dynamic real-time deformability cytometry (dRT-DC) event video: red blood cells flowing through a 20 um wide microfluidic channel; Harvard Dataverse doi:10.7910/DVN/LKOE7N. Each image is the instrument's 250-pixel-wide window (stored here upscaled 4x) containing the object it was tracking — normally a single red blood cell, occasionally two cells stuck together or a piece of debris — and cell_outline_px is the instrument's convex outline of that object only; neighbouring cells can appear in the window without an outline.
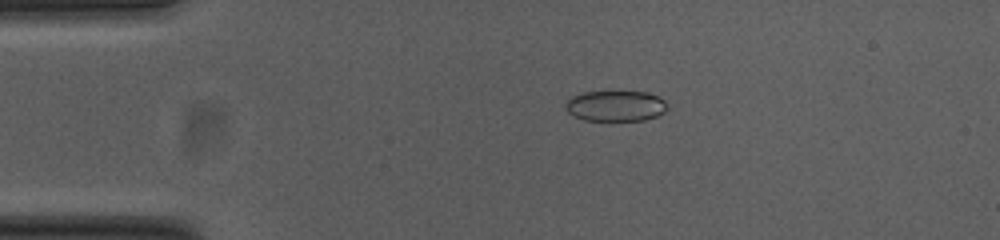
{"species": "common noctule bat (a hibernating species)", "species_latin": "Nyctalus noctula", "temperature_condition": "cold", "stored_images_in_passage": 45, "camera_frame_rate_fps": 3000, "um_per_image_px": 0.085, "animal": {"sex": "female", "body_mass_g": 23.0, "forearm_length_mm": 53.4}, "frame": {"image": 1, "passage_image": 2, "time_ms": 0.333, "image_size_px": [1000, 240], "cell_outline_px": [[668, 108], [664, 112], [656, 116], [644, 120], [584, 120], [572, 116], [568, 112], [564, 104], [572, 96], [584, 92], [648, 92], [664, 100], [668, 104]], "centroid_in_image_um": [52.32, 9.01], "position_along_channel_um": 32.7, "area_um2": 18.15}}
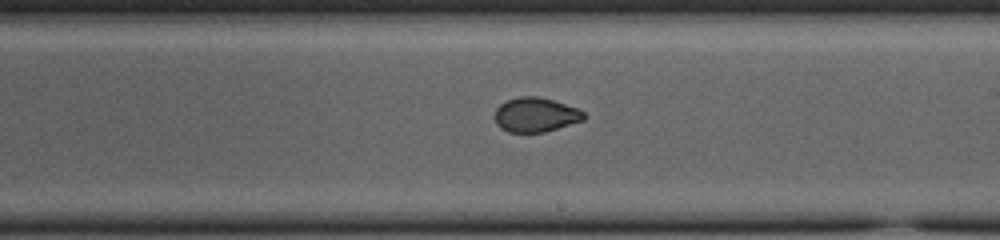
{"frame": {"image": 2, "passage_image": 22, "time_ms": 7.0, "image_size_px": [1000, 240], "cell_outline_px": [[584, 120], [544, 132], [508, 132], [500, 128], [496, 124], [496, 108], [500, 104], [508, 100], [520, 96], [536, 96], [552, 100], [576, 108], [584, 112]], "centroid_in_image_um": [45.5, 9.76], "position_along_channel_um": 243.5, "area_um2": 17.63}}
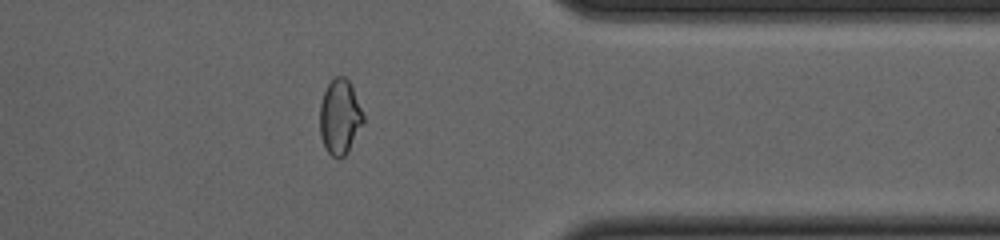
{"frame": {"image": 3, "passage_image": 34, "time_ms": 11.0, "image_size_px": [1000, 240], "cell_outline_px": [[364, 120], [348, 152], [344, 156], [332, 156], [324, 148], [320, 136], [320, 104], [324, 92], [328, 84], [336, 76], [344, 76], [348, 80], [352, 88], [364, 116]], "centroid_in_image_um": [28.86, 9.94], "position_along_channel_um": 382.5, "area_um2": 18.67}, "authors_computed_cell_mechanics": {"area_um2": 18.7272, "velocity_mm_per_s": 3.8026, "shape_relaxation_time_tau1_ms": null, "shape_relaxation_time_tau2_ms": 1.0327, "deformation_change_tau1": null, "deformation_change_tau2": 0.0447}}